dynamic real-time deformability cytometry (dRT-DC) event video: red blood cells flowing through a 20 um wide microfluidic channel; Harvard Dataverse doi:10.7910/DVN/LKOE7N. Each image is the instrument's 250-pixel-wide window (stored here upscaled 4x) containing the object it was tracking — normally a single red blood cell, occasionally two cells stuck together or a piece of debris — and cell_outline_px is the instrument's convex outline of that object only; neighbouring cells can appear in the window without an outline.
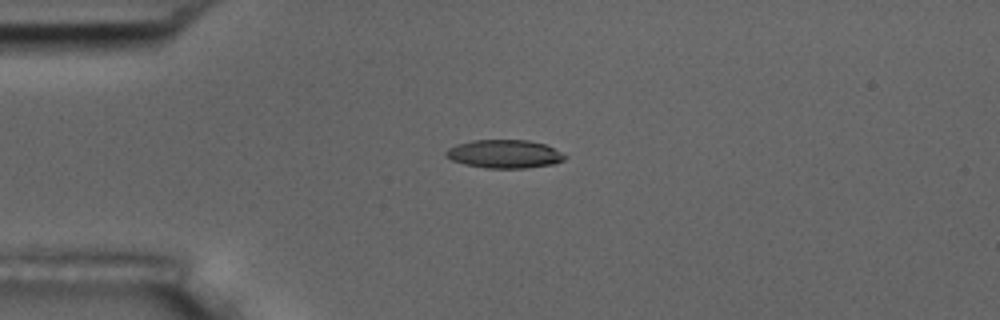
{"species": "common noctule bat (a hibernating species)", "species_latin": "Nyctalus noctula", "temperature_condition": "room temperature", "stored_images_in_passage": 1, "camera_frame_rate_fps": 3000, "um_per_image_px": 0.085, "animal": {"sex": "male", "body_mass_g": 17.5, "forearm_length_mm": 52.3}, "frame": {"image": 1, "passage_image": 1, "time_ms": 0.0, "image_size_px": [1000, 320], "cell_outline_px": [[568, 156], [564, 160], [552, 164], [524, 168], [488, 168], [464, 164], [452, 160], [444, 156], [444, 152], [448, 148], [456, 144], [472, 140], [528, 140], [544, 144]], "centroid_in_image_um": [42.83, 13.08], "position_along_channel_um": 42.2, "area_um2": 19.59}}